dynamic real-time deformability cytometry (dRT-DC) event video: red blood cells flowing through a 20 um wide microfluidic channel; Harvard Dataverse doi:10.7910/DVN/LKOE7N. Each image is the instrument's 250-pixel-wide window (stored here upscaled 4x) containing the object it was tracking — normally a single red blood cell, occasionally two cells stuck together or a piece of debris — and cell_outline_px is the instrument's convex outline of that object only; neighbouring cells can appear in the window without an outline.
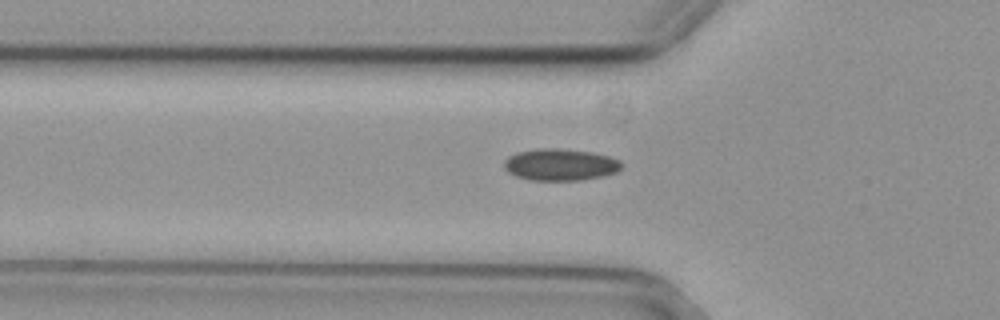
{"species": "common noctule bat (a hibernating species)", "species_latin": "Nyctalus noctula", "temperature_condition": "cold", "stored_images_in_passage": 11, "camera_frame_rate_fps": 3000, "um_per_image_px": 0.085, "animal": {"sex": "female", "body_mass_g": 29.2, "forearm_length_mm": 56.3}, "frame": {"image": 1, "passage_image": 9, "time_ms": 2.667, "image_size_px": [1000, 320], "cell_outline_px": [[620, 168], [616, 172], [604, 176], [580, 180], [528, 180], [516, 176], [508, 172], [504, 168], [504, 160], [508, 156], [516, 152], [536, 148], [560, 148], [592, 152], [608, 156], [620, 160]], "centroid_in_image_um": [47.58, 13.99], "position_along_channel_um": 78.2, "area_um2": 21.91}}